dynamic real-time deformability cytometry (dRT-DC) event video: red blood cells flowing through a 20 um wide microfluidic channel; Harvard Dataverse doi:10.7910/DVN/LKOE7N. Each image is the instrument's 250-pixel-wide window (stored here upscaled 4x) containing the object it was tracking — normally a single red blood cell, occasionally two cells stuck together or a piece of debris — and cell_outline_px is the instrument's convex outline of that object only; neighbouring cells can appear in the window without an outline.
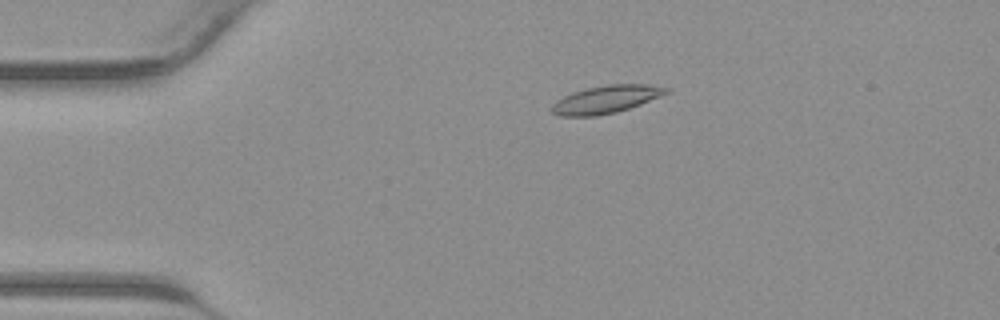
{"species": "common noctule bat (a hibernating species)", "species_latin": "Nyctalus noctula", "temperature_condition": "warm", "stored_images_in_passage": 38, "camera_frame_rate_fps": 3000, "um_per_image_px": 0.085, "animal": {"sex": "male", "body_mass_g": 23.1, "forearm_length_mm": 52.7}, "frame": {"image": 1, "passage_image": 5, "time_ms": 1.333, "image_size_px": [1000, 320], "cell_outline_px": [[672, 88], [668, 92], [640, 104], [616, 112], [596, 116], [560, 116], [552, 112], [552, 104], [556, 100], [572, 92], [588, 88], [608, 84], [648, 84]], "centroid_in_image_um": [51.5, 8.44], "position_along_channel_um": 33.5, "area_um2": 18.32}}
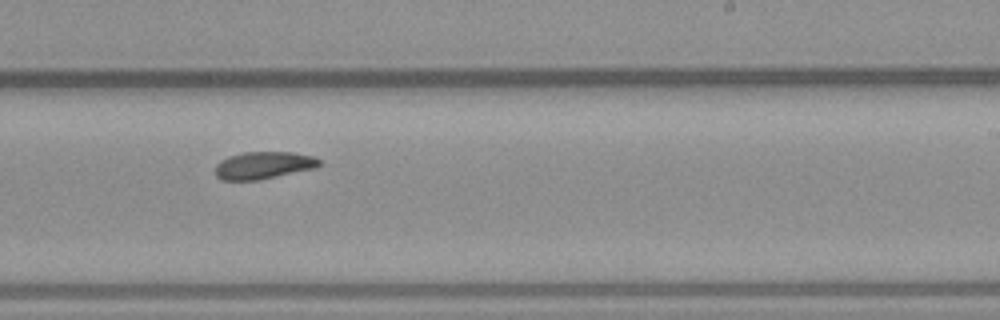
{"frame": {"image": 2, "passage_image": 22, "time_ms": 7.0, "image_size_px": [1000, 320], "cell_outline_px": [[320, 164], [316, 168], [260, 180], [220, 180], [216, 176], [216, 164], [220, 160], [228, 156], [244, 152], [292, 152], [312, 156], [320, 160]], "centroid_in_image_um": [22.38, 14.05], "position_along_channel_um": 266.6, "area_um2": 16.65}}
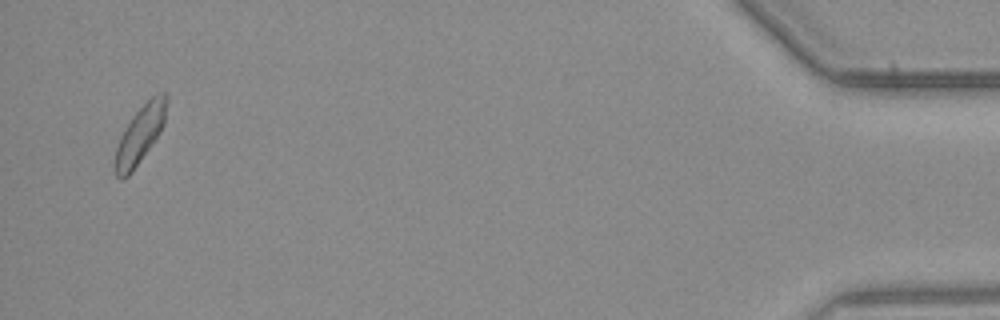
{"frame": {"image": 3, "passage_image": 37, "time_ms": 12.0, "image_size_px": [1000, 320], "cell_outline_px": [[168, 100], [164, 124], [160, 132], [152, 144], [132, 172], [128, 176], [120, 180], [116, 176], [112, 164], [116, 148], [120, 136], [124, 128], [132, 116], [156, 92], [168, 92]], "centroid_in_image_um": [11.89, 11.44], "position_along_channel_um": 423.3, "area_um2": 17.63}}